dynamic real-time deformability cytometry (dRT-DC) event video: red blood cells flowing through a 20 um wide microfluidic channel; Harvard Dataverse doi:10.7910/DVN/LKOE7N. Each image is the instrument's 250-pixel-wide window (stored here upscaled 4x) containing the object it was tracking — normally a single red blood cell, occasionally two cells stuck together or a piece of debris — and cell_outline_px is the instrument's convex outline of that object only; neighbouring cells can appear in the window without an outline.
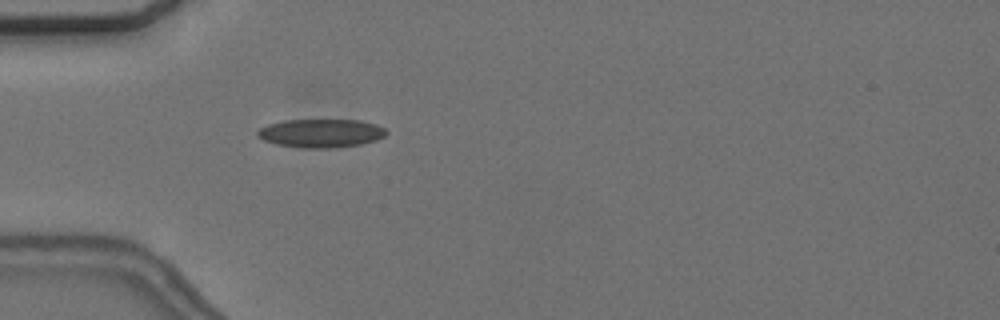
{"species": "common noctule bat (a hibernating species)", "species_latin": "Nyctalus noctula", "temperature_condition": "cold", "stored_images_in_passage": 45, "camera_frame_rate_fps": 3000, "um_per_image_px": 0.085, "animal": {"sex": "female", "body_mass_g": 24.6, "forearm_length_mm": 56.2}, "frame": {"image": 1, "passage_image": 6, "time_ms": 1.667, "image_size_px": [1000, 320], "cell_outline_px": [[388, 132], [384, 136], [376, 140], [360, 144], [328, 148], [304, 148], [276, 144], [264, 140], [256, 136], [256, 132], [260, 128], [268, 124], [284, 120], [360, 120], [376, 124], [384, 128]], "centroid_in_image_um": [27.26, 11.32], "position_along_channel_um": 57.7, "area_um2": 21.33}}
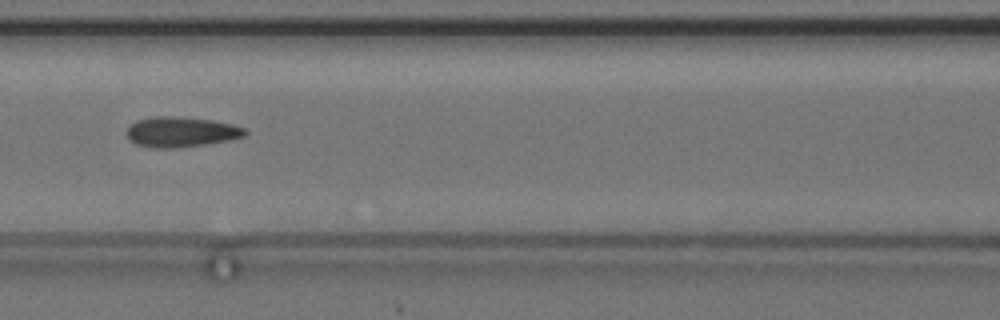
{"frame": {"image": 2, "passage_image": 14, "time_ms": 4.333, "image_size_px": [1000, 320], "cell_outline_px": [[248, 132], [244, 136], [228, 140], [208, 144], [172, 148], [156, 148], [136, 144], [128, 136], [128, 128], [136, 120], [152, 116], [172, 116], [212, 120], [232, 124], [244, 128]], "centroid_in_image_um": [15.41, 11.21], "position_along_channel_um": 151.2, "area_um2": 20.63}}
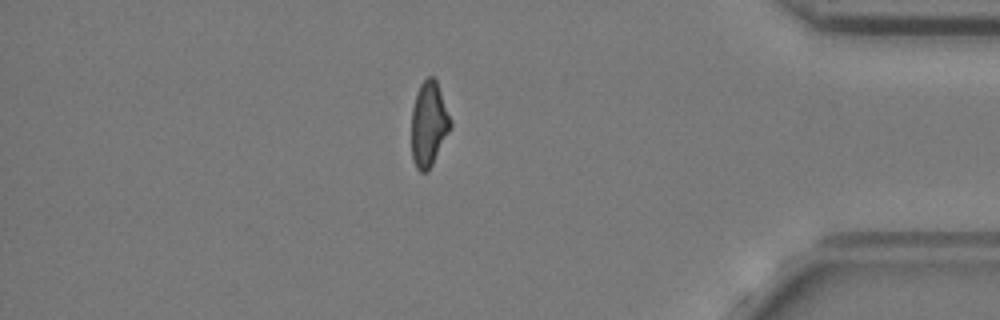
{"frame": {"image": 3, "passage_image": 37, "time_ms": 12.0, "image_size_px": [1000, 320], "cell_outline_px": [[452, 128], [428, 172], [420, 172], [416, 168], [412, 160], [412, 108], [416, 92], [420, 84], [428, 76], [432, 76], [436, 80], [452, 120]], "centroid_in_image_um": [36.46, 10.56], "position_along_channel_um": 398.7, "area_um2": 19.54}, "authors_computed_cell_mechanics": {"area_um2": 20.4034, "velocity_mm_per_s": 3.6862, "shape_relaxation_time_tau1_ms": 4.8387, "shape_relaxation_time_tau2_ms": 1.6704, "deformation_change_tau1": 0.1486, "deformation_change_tau2": 0.1019}}